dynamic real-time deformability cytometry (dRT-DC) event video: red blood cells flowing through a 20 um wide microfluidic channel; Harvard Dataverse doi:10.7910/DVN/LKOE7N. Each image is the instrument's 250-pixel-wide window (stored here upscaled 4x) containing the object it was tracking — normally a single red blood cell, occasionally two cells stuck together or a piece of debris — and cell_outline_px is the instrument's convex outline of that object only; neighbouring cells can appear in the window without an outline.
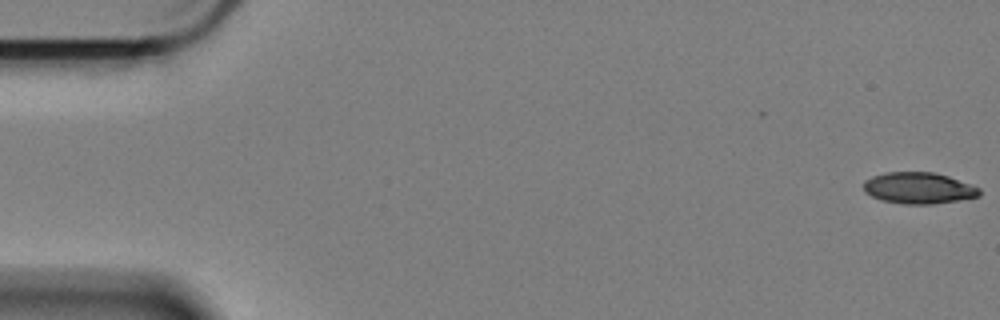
{"species": "Egyptian fruit bat (a non-hibernating species)", "species_latin": "Rousettus aegyptiacus", "temperature_condition": "cold", "stored_images_in_passage": 59, "camera_frame_rate_fps": 3000, "um_per_image_px": 0.085, "animal": {"sex": "female"}, "frame": {"image": 1, "passage_image": 1, "time_ms": 0.0, "image_size_px": [1000, 320], "cell_outline_px": [[980, 196], [932, 204], [904, 204], [880, 200], [864, 192], [864, 180], [872, 176], [888, 172], [932, 172], [948, 176], [980, 188]], "centroid_in_image_um": [78.05, 15.98], "position_along_channel_um": 6.9, "area_um2": 21.04}}
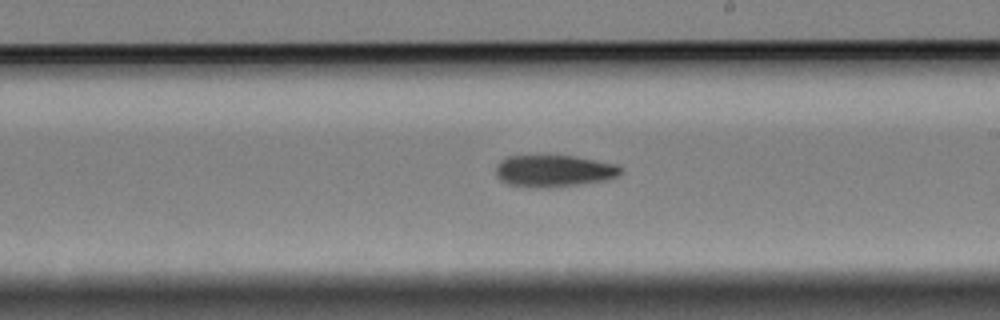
{"frame": {"image": 2, "passage_image": 34, "time_ms": 11.0, "image_size_px": [1000, 320], "cell_outline_px": [[624, 172], [608, 180], [580, 184], [508, 184], [500, 180], [496, 176], [496, 164], [500, 160], [508, 156], [544, 152], [576, 156], [616, 164], [624, 168]], "centroid_in_image_um": [47.11, 14.41], "position_along_channel_um": 241.9, "area_um2": 23.24}}
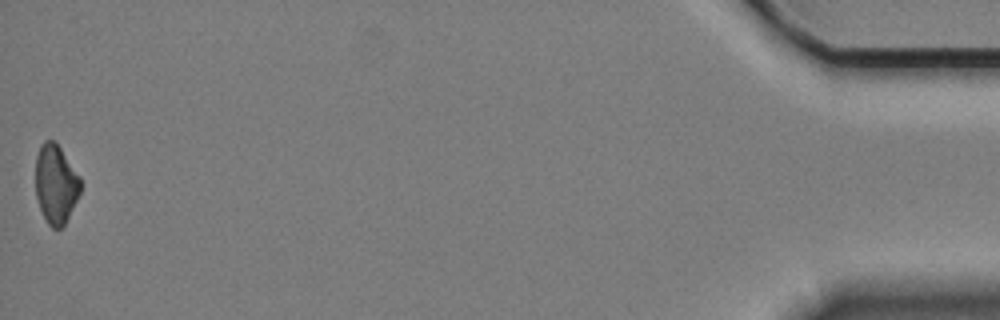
{"frame": {"image": 3, "passage_image": 59, "time_ms": 19.333, "image_size_px": [1000, 320], "cell_outline_px": [[80, 192], [64, 224], [60, 228], [52, 228], [48, 224], [40, 208], [36, 196], [36, 156], [40, 144], [44, 140], [52, 140], [60, 148], [80, 176]], "centroid_in_image_um": [4.72, 15.62], "position_along_channel_um": 430.5, "area_um2": 20.35}, "authors_computed_cell_mechanics": {"area_um2": 22.831, "velocity_mm_per_s": 3.3946, "shape_relaxation_time_tau1_ms": 7.1021, "shape_relaxation_time_tau2_ms": null, "deformation_change_tau1": 0.1177, "deformation_change_tau2": null}}